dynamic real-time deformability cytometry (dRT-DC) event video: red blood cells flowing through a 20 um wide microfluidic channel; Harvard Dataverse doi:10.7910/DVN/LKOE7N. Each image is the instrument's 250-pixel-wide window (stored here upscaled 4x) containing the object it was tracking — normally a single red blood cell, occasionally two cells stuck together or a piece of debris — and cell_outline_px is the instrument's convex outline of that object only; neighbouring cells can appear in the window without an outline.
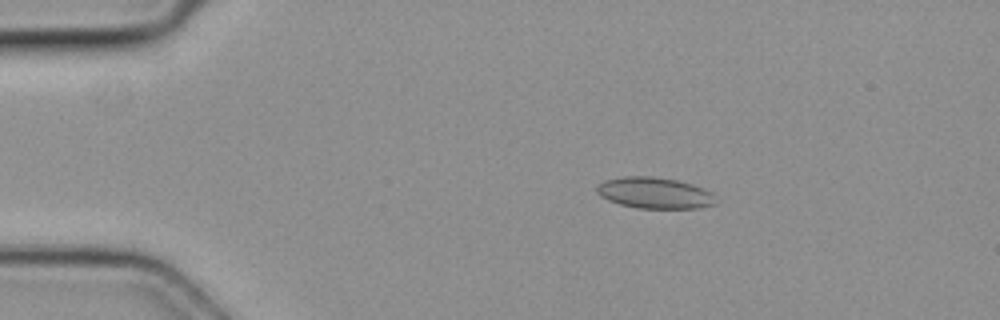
{"species": "common noctule bat (a hibernating species)", "species_latin": "Nyctalus noctula", "temperature_condition": "cold", "stored_images_in_passage": 4, "camera_frame_rate_fps": 3000, "um_per_image_px": 0.085, "animal": {"sex": "female", "body_mass_g": 19.3, "forearm_length_mm": 54.1}, "frame": {"image": 1, "passage_image": 2, "time_ms": 0.333, "image_size_px": [1000, 320], "cell_outline_px": [[716, 204], [700, 208], [636, 208], [620, 204], [608, 200], [600, 196], [596, 192], [596, 188], [604, 180], [624, 176], [652, 176], [676, 180], [692, 184], [704, 188], [712, 192]], "centroid_in_image_um": [55.64, 16.4], "position_along_channel_um": 29.4, "area_um2": 21.68}}
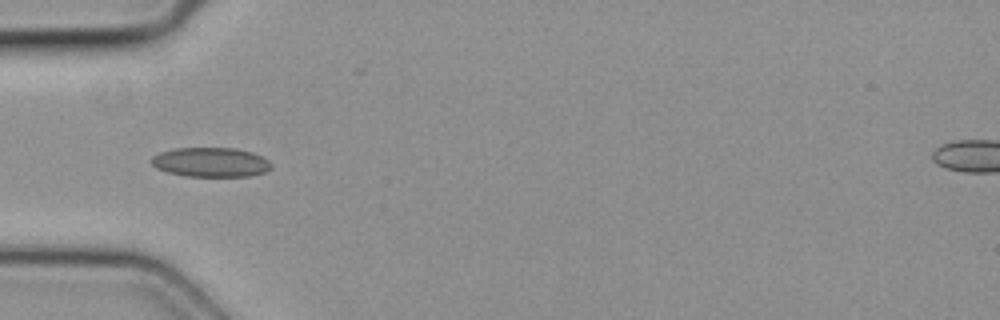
{"frame": {"image": 2, "passage_image": 4, "time_ms": 1.0, "image_size_px": [1000, 320], "cell_outline_px": [[272, 168], [264, 172], [252, 176], [184, 176], [168, 172], [156, 168], [148, 160], [152, 156], [160, 152], [172, 148], [236, 148], [252, 152], [268, 160], [272, 164]], "centroid_in_image_um": [17.89, 13.78], "position_along_channel_um": 67.1, "area_um2": 20.75}}